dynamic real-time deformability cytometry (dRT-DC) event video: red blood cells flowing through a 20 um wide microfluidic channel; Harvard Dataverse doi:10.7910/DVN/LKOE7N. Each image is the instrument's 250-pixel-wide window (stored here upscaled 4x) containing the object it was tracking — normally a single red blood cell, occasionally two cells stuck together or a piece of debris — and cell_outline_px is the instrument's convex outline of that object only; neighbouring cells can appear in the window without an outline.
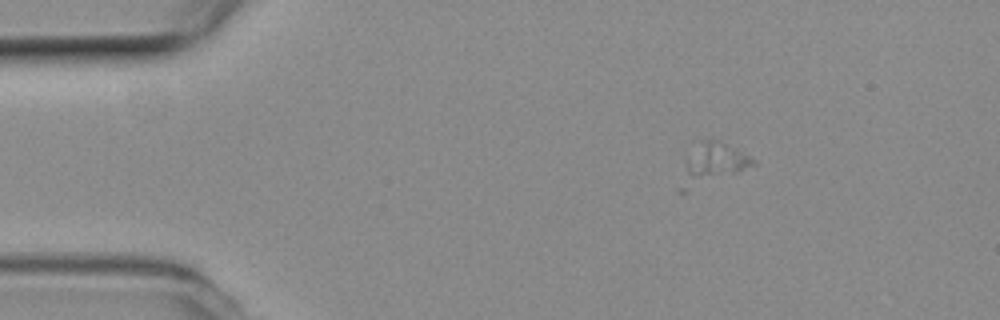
{"species": "common noctule bat (a hibernating species)", "species_latin": "Nyctalus noctula", "temperature_condition": "room temperature", "stored_images_in_passage": 43, "camera_frame_rate_fps": 3000, "um_per_image_px": 0.085, "animal": {"sex": "female", "body_mass_g": 19.3, "forearm_length_mm": 54.1}, "frame": {"image": 1, "passage_image": 1, "time_ms": 0.0, "image_size_px": [1000, 320], "cell_outline_px": [[756, 164], [684, 192], [676, 192], [676, 188], [700, 140], [720, 140], [736, 148], [756, 160]], "centroid_in_image_um": [60.58, 13.94], "position_along_channel_um": 24.4, "area_um2": 16.13}}
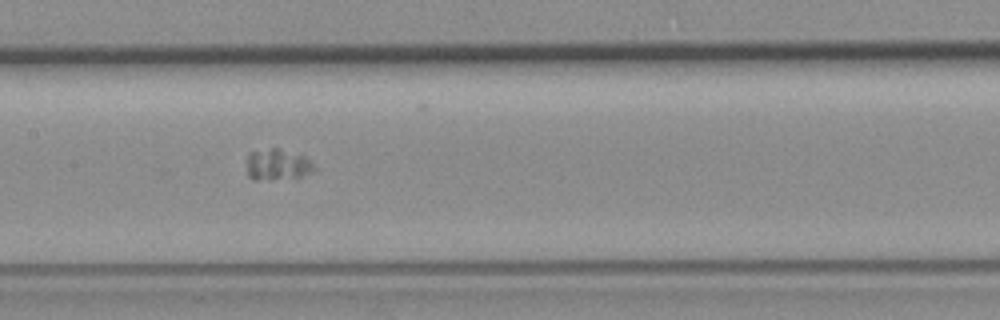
{"frame": {"image": 2, "passage_image": 19, "time_ms": 6.0, "image_size_px": [1000, 320], "cell_outline_px": [[316, 168], [300, 176], [272, 180], [252, 180], [248, 176], [248, 152], [272, 148], [280, 148], [304, 156]], "centroid_in_image_um": [23.53, 13.99], "position_along_channel_um": 183.9, "area_um2": 12.08}}
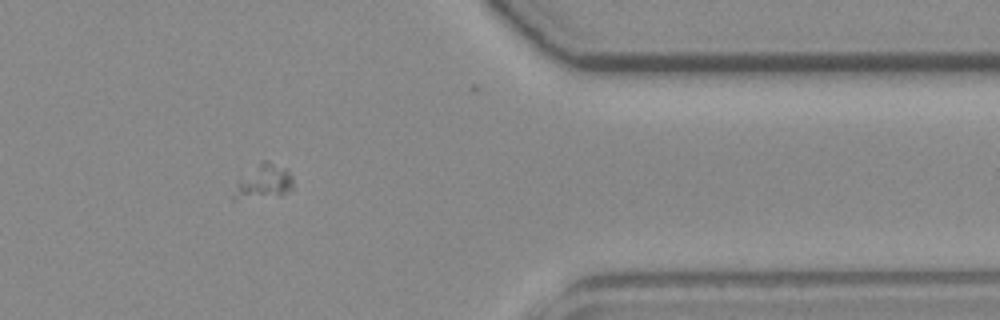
{"frame": {"image": 3, "passage_image": 37, "time_ms": 12.0, "image_size_px": [1000, 320], "cell_outline_px": [[292, 188], [284, 192], [232, 200], [232, 196], [236, 180], [260, 160], [268, 160], [288, 168], [292, 176]], "centroid_in_image_um": [22.35, 15.36], "position_along_channel_um": 389.1, "area_um2": 11.79}}